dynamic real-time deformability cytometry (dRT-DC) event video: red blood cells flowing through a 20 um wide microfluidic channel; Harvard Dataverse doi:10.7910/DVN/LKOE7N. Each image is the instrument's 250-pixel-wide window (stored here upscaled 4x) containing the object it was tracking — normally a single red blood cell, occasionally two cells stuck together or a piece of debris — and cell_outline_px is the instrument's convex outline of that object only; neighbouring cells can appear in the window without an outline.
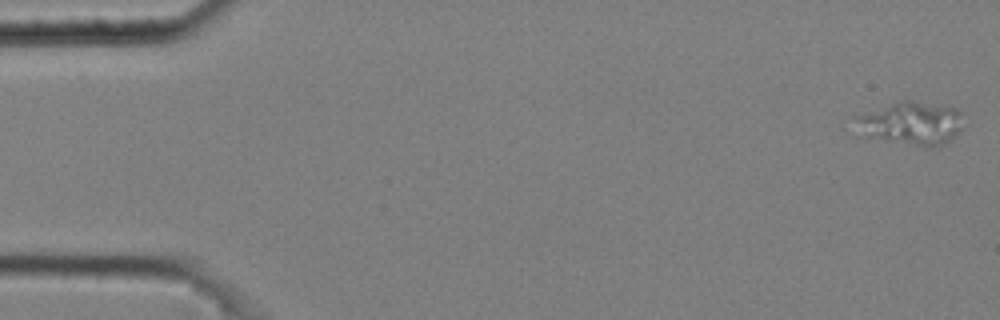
{"species": "common noctule bat (a hibernating species)", "species_latin": "Nyctalus noctula", "temperature_condition": "cold", "stored_images_in_passage": 6, "camera_frame_rate_fps": 3000, "um_per_image_px": 0.085, "animal": {"sex": "male", "body_mass_g": 20.4}, "frame": {"image": 1, "passage_image": 1, "time_ms": 0.0, "image_size_px": [1000, 320], "cell_outline_px": [[964, 128], [960, 132], [948, 140], [940, 144], [916, 144], [888, 140], [868, 136], [864, 132], [852, 116], [900, 100], [912, 100], [948, 104], [956, 108], [960, 112]], "centroid_in_image_um": [77.52, 10.39], "position_along_channel_um": 7.5, "area_um2": 26.59}}